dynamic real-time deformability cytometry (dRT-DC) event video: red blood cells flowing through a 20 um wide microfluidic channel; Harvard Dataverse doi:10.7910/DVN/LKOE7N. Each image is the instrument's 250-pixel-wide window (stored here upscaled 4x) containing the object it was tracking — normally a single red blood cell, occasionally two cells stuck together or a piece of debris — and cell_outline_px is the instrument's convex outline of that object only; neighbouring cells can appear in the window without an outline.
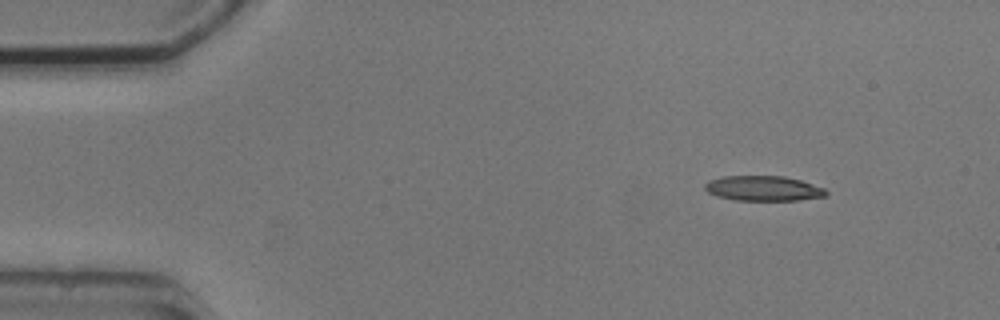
{"species": "common noctule bat (a hibernating species)", "species_latin": "Nyctalus noctula", "temperature_condition": "cold", "stored_images_in_passage": 5, "camera_frame_rate_fps": 3000, "um_per_image_px": 0.085, "animal": {"sex": "male", "body_mass_g": 20.5, "forearm_length_mm": 52.5}, "frame": {"image": 1, "passage_image": 1, "time_ms": 0.0, "image_size_px": [1000, 320], "cell_outline_px": [[828, 192], [824, 196], [796, 200], [736, 200], [716, 196], [708, 192], [704, 188], [704, 184], [708, 180], [724, 176], [784, 176], [800, 180], [824, 188]], "centroid_in_image_um": [64.84, 16.0], "position_along_channel_um": 20.2, "area_um2": 17.57}}
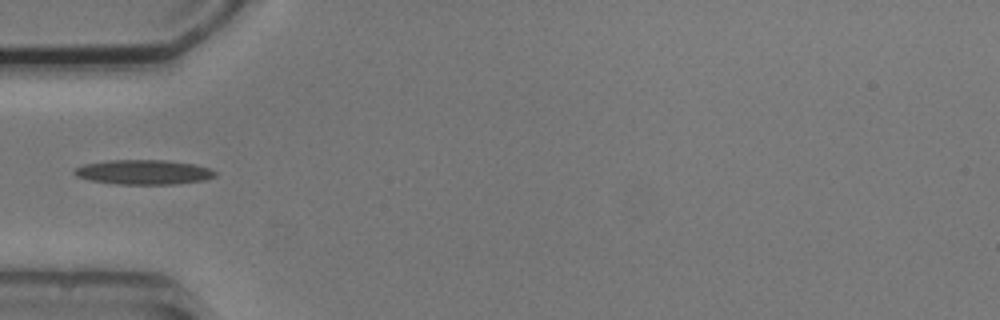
{"frame": {"image": 2, "passage_image": 4, "time_ms": 3.667, "image_size_px": [1000, 320], "cell_outline_px": [[216, 176], [204, 180], [176, 184], [120, 184], [92, 180], [76, 176], [72, 172], [76, 168], [84, 164], [108, 160], [168, 160], [196, 164], [208, 168], [216, 172]], "centroid_in_image_um": [12.23, 14.62], "position_along_channel_um": 72.8, "area_um2": 20.17}}